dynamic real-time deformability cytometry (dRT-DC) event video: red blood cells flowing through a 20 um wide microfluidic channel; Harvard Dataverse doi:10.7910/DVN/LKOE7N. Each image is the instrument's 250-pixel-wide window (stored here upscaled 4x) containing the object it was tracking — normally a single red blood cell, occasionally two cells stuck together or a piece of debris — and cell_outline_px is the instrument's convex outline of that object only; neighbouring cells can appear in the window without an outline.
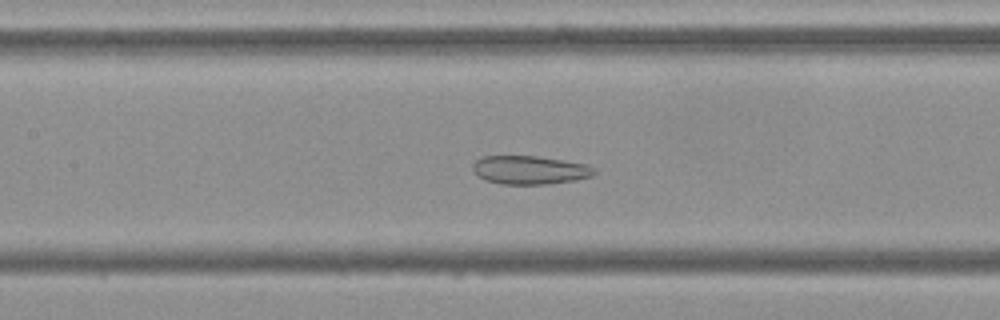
{"species": "Egyptian fruit bat (a non-hibernating species)", "species_latin": "Rousettus aegyptiacus", "temperature_condition": "cold", "stored_images_in_passage": 45, "camera_frame_rate_fps": 3000, "um_per_image_px": 0.085, "frame": {"image": 1, "passage_image": 14, "time_ms": 4.333, "image_size_px": [1000, 320], "cell_outline_px": [[596, 172], [592, 176], [576, 180], [548, 184], [500, 184], [488, 180], [480, 176], [472, 168], [472, 164], [480, 156], [536, 156], [564, 160], [588, 164], [596, 168]], "centroid_in_image_um": [45.08, 14.44], "position_along_channel_um": 162.3, "area_um2": 20.23}}
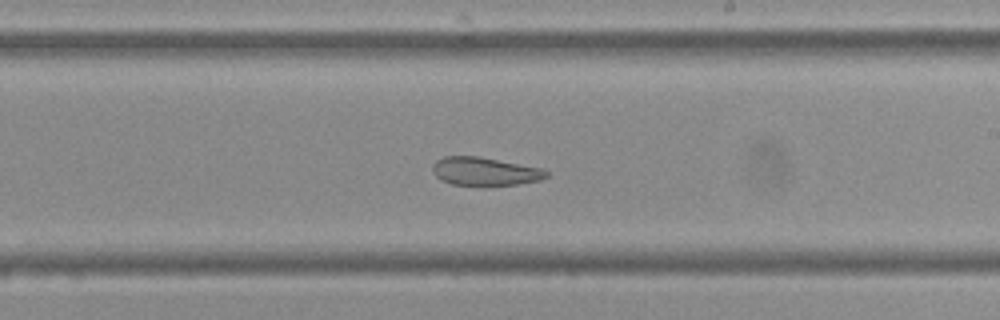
{"frame": {"image": 2, "passage_image": 21, "time_ms": 6.667, "image_size_px": [1000, 320], "cell_outline_px": [[548, 176], [540, 180], [516, 184], [452, 184], [440, 180], [432, 172], [432, 164], [436, 160], [444, 156], [480, 156], [544, 168], [548, 172]], "centroid_in_image_um": [41.2, 14.54], "position_along_channel_um": 247.8, "area_um2": 18.67}}
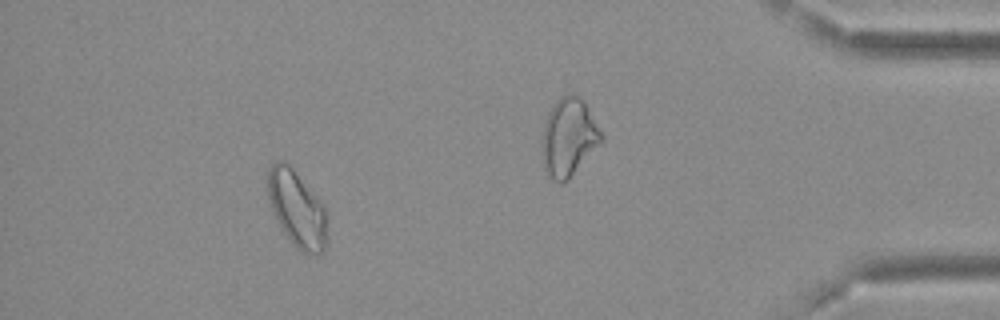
{"frame": {"image": 3, "passage_image": 39, "time_ms": 12.667, "image_size_px": [1000, 320], "cell_outline_px": [[328, 240], [324, 248], [316, 256], [300, 252], [292, 244], [276, 220], [272, 212], [268, 200], [268, 168], [276, 160], [280, 160], [288, 164], [292, 168], [324, 204], [328, 212]], "centroid_in_image_um": [25.28, 17.79], "position_along_channel_um": 409.9, "area_um2": 27.05}, "authors_computed_cell_mechanics": {"area_um2": 23.2934, "velocity_mm_per_s": 3.6708, "shape_relaxation_time_tau1_ms": null, "shape_relaxation_time_tau2_ms": 2.3483, "deformation_change_tau1": null, "deformation_change_tau2": 0.0886}}